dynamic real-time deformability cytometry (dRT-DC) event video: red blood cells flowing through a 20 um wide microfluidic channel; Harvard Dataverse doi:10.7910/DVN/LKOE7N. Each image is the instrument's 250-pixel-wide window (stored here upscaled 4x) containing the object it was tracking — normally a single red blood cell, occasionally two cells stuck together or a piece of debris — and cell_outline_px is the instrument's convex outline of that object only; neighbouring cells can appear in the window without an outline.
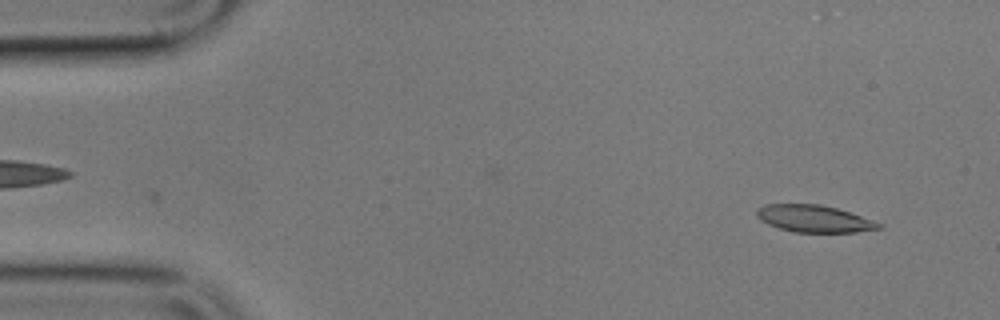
{"species": "common noctule bat (a hibernating species)", "species_latin": "Nyctalus noctula", "temperature_condition": "cold", "stored_images_in_passage": 41, "camera_frame_rate_fps": 3000, "um_per_image_px": 0.085, "animal": {"sex": "male", "body_mass_g": 17.9}, "frame": {"image": 1, "passage_image": 2, "time_ms": 0.333, "image_size_px": [1000, 320], "cell_outline_px": [[884, 224], [880, 228], [856, 232], [792, 232], [768, 224], [760, 220], [756, 216], [756, 208], [764, 204], [820, 204], [836, 208]], "centroid_in_image_um": [69.15, 18.58], "position_along_channel_um": 15.9, "area_um2": 19.19}}
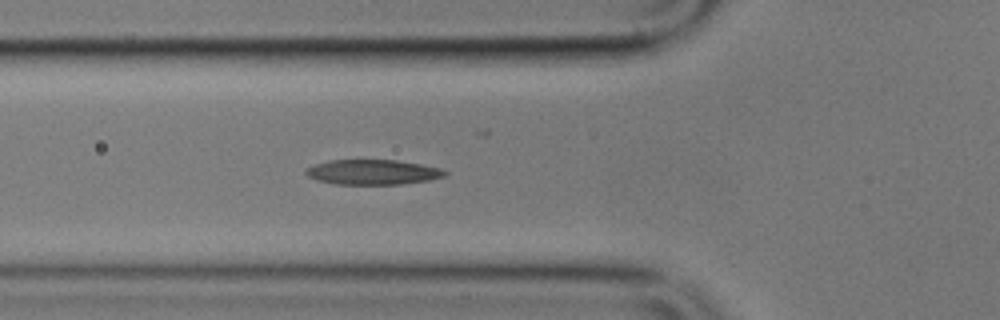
{"frame": {"image": 2, "passage_image": 17, "time_ms": 5.333, "image_size_px": [1000, 320], "cell_outline_px": [[448, 176], [428, 180], [400, 184], [336, 184], [316, 180], [308, 176], [304, 172], [308, 168], [316, 164], [328, 160], [396, 160], [420, 164], [440, 168], [448, 172]], "centroid_in_image_um": [31.7, 14.63], "position_along_channel_um": 94.1, "area_um2": 20.17}}
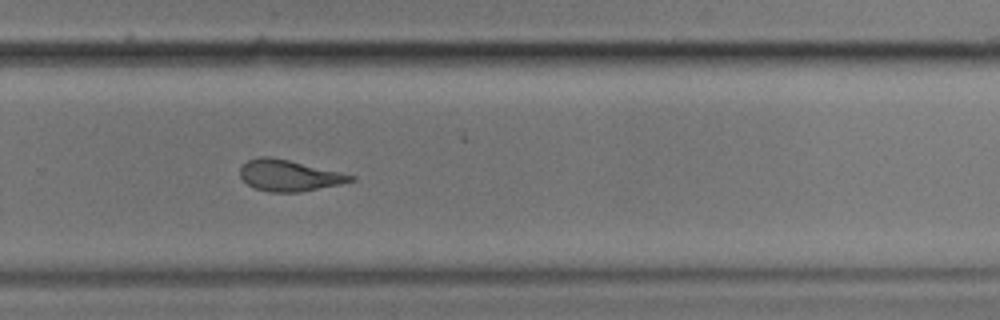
{"frame": {"image": 3, "passage_image": 35, "time_ms": 11.333, "image_size_px": [1000, 320], "cell_outline_px": [[356, 180], [340, 184], [300, 192], [268, 192], [256, 188], [248, 184], [240, 176], [240, 168], [248, 160], [260, 156], [272, 156], [340, 172], [356, 176]], "centroid_in_image_um": [24.57, 14.91], "position_along_channel_um": 305.2, "area_um2": 20.0}, "authors_computed_cell_mechanics": {"area_um2": 20.1722, "velocity_mm_per_s": 3.509, "shape_relaxation_time_tau1_ms": 4.7929, "shape_relaxation_time_tau2_ms": 1.5978, "deformation_change_tau1": 0.1631, "deformation_change_tau2": 0.1058}}